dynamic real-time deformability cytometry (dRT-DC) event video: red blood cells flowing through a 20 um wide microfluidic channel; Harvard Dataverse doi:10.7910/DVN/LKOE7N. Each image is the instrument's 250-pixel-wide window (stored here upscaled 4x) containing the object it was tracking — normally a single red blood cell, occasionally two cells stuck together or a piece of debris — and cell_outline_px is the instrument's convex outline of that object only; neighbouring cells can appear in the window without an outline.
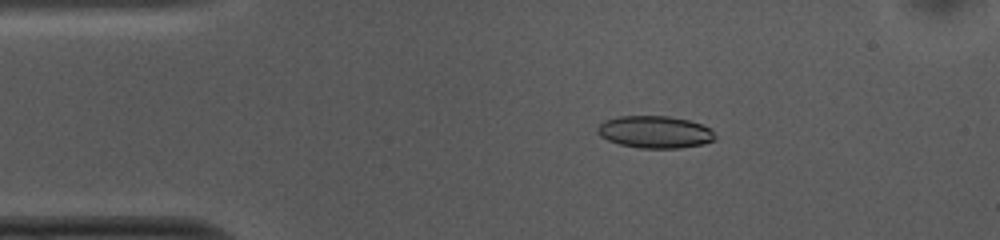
{"species": "common noctule bat (a hibernating species)", "species_latin": "Nyctalus noctula", "temperature_condition": "cold", "stored_images_in_passage": 52, "camera_frame_rate_fps": 3000, "um_per_image_px": 0.085, "animal": {"sex": "female", "body_mass_g": 10.0, "forearm_length_mm": 53.1}, "frame": {"image": 1, "passage_image": 9, "time_ms": 2.667, "image_size_px": [1000, 240], "cell_outline_px": [[716, 140], [704, 144], [680, 148], [640, 148], [620, 144], [608, 140], [600, 136], [596, 132], [596, 128], [604, 120], [620, 116], [668, 116], [688, 120], [712, 128], [716, 136]], "centroid_in_image_um": [55.69, 11.22], "position_along_channel_um": 29.3, "area_um2": 22.25}}
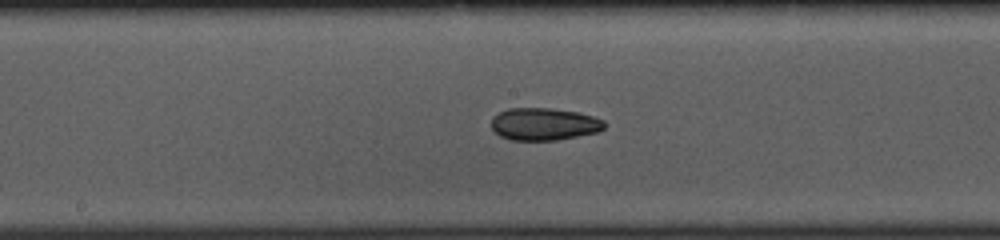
{"frame": {"image": 2, "passage_image": 26, "time_ms": 8.333, "image_size_px": [1000, 240], "cell_outline_px": [[604, 128], [600, 132], [556, 140], [508, 140], [492, 132], [492, 116], [508, 108], [548, 108], [580, 112], [604, 120]], "centroid_in_image_um": [46.23, 10.55], "position_along_channel_um": 202.0, "area_um2": 21.56}}
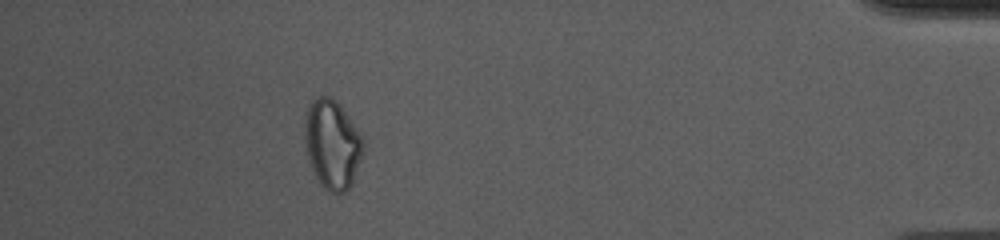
{"frame": {"image": 3, "passage_image": 47, "time_ms": 15.333, "image_size_px": [1000, 240], "cell_outline_px": [[364, 152], [352, 184], [340, 196], [328, 192], [320, 184], [312, 168], [308, 156], [304, 140], [304, 124], [308, 104], [316, 96], [332, 96], [340, 104], [364, 136]], "centroid_in_image_um": [28.27, 12.25], "position_along_channel_um": 406.9, "area_um2": 31.1}, "authors_computed_cell_mechanics": {"area_um2": 21.9062, "velocity_mm_per_s": 3.7534, "shape_relaxation_time_tau1_ms": 6.6516, "shape_relaxation_time_tau2_ms": null, "deformation_change_tau1": 0.1186, "deformation_change_tau2": null}}